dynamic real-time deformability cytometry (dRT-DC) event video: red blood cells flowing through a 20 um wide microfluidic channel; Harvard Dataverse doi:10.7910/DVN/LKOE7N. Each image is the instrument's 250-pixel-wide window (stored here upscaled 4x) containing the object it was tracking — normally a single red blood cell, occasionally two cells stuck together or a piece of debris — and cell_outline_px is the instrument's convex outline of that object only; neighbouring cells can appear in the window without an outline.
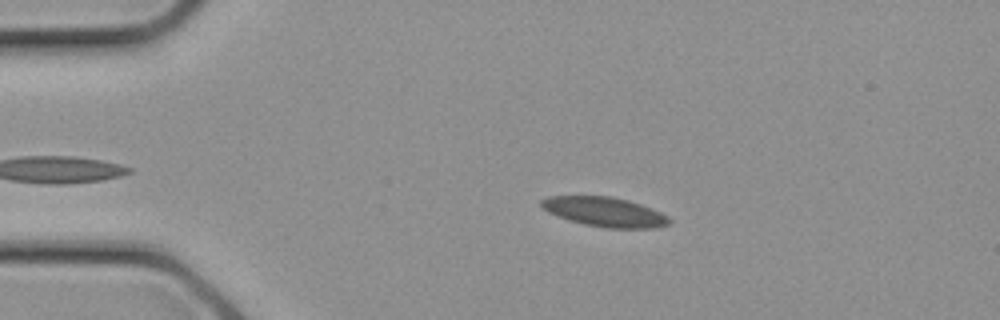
{"species": "common noctule bat (a hibernating species)", "species_latin": "Nyctalus noctula", "temperature_condition": "cold", "stored_images_in_passage": 13, "camera_frame_rate_fps": 3000, "um_per_image_px": 0.085, "animal": {"sex": "female", "body_mass_g": 21.9}, "frame": {"image": 1, "passage_image": 5, "time_ms": 1.333, "image_size_px": [1000, 320], "cell_outline_px": [[672, 220], [668, 224], [656, 228], [608, 228], [584, 224], [568, 220], [548, 212], [540, 204], [540, 200], [548, 196], [612, 196], [628, 200], [652, 208], [668, 216]], "centroid_in_image_um": [51.41, 18.01], "position_along_channel_um": 33.6, "area_um2": 22.02}}
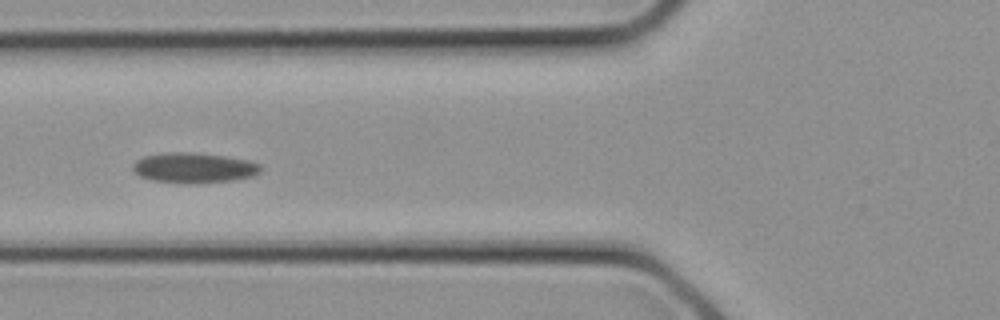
{"frame": {"image": 2, "passage_image": 10, "time_ms": 3.0, "image_size_px": [1000, 320], "cell_outline_px": [[264, 168], [256, 176], [232, 180], [192, 184], [184, 184], [152, 180], [140, 176], [132, 172], [132, 164], [136, 160], [144, 156], [160, 152], [196, 152], [252, 160], [260, 164]], "centroid_in_image_um": [16.49, 14.26], "position_along_channel_um": 109.3, "area_um2": 23.18}}
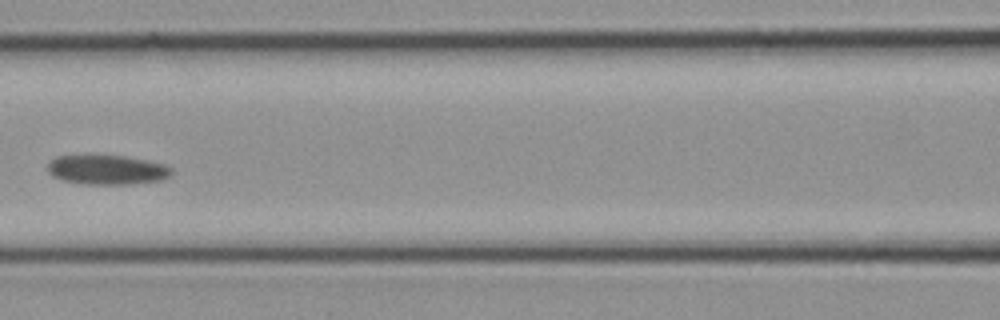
{"frame": {"image": 3, "passage_image": 12, "time_ms": 3.667, "image_size_px": [1000, 320], "cell_outline_px": [[172, 172], [168, 176], [160, 180], [132, 184], [84, 184], [64, 180], [52, 176], [48, 172], [48, 160], [56, 156], [88, 152], [92, 152], [124, 156], [148, 160], [164, 164], [172, 168]], "centroid_in_image_um": [9.02, 14.37], "position_along_channel_um": 157.6, "area_um2": 22.25}}